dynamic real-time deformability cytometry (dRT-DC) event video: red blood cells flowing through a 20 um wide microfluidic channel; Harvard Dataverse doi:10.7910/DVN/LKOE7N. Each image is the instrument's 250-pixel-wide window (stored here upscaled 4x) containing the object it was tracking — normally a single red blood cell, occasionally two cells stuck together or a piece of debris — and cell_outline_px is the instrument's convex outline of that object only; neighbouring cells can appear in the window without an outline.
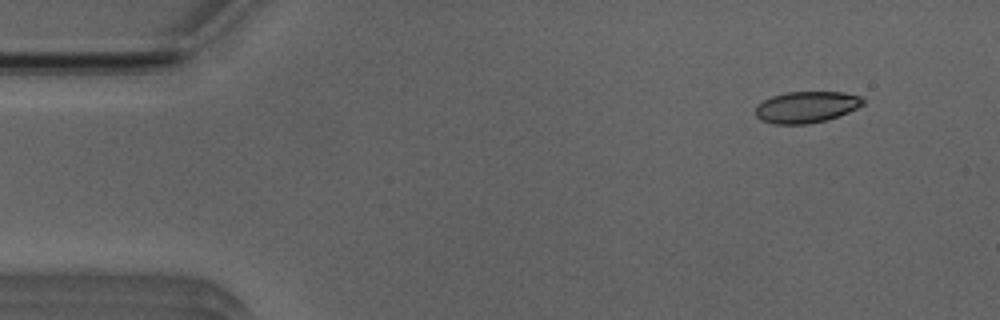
{"species": "Egyptian fruit bat (a non-hibernating species)", "species_latin": "Rousettus aegyptiacus", "temperature_condition": "room temperature", "stored_images_in_passage": 14, "camera_frame_rate_fps": 3000, "um_per_image_px": 0.085, "animal": {"sex": "male"}, "frame": {"image": 1, "passage_image": 3, "time_ms": 0.667, "image_size_px": [1000, 320], "cell_outline_px": [[864, 104], [848, 112], [824, 120], [808, 124], [772, 124], [760, 120], [756, 116], [756, 104], [772, 96], [788, 92], [844, 92], [860, 96], [864, 100]], "centroid_in_image_um": [68.51, 9.1], "position_along_channel_um": 16.5, "area_um2": 19.59}}